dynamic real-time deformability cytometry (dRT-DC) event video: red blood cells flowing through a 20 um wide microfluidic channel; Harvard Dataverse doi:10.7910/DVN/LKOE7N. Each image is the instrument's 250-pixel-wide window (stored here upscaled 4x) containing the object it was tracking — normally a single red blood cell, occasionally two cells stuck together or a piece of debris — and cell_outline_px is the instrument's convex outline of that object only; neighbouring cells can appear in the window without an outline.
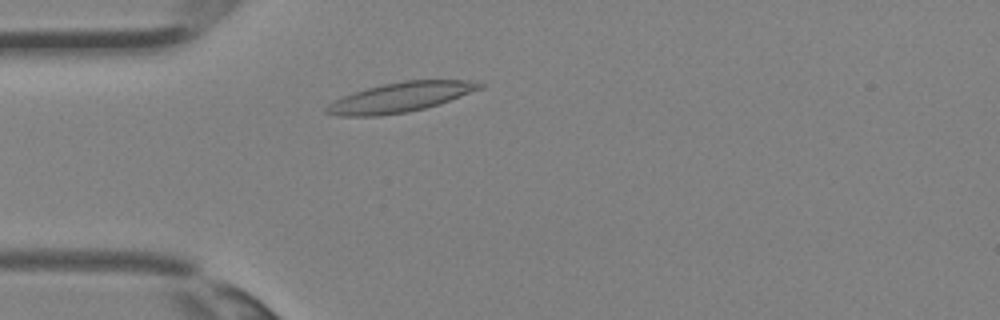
{"species": "Egyptian fruit bat (a non-hibernating species)", "species_latin": "Rousettus aegyptiacus", "temperature_condition": "room temperature", "stored_images_in_passage": 25, "camera_frame_rate_fps": 3000, "um_per_image_px": 0.085, "animal": {"sex": "female"}, "frame": {"image": 1, "passage_image": 3, "time_ms": 0.667, "image_size_px": [1000, 320], "cell_outline_px": [[484, 88], [440, 104], [408, 112], [380, 116], [336, 116], [324, 112], [324, 108], [328, 104], [344, 96], [368, 88], [384, 84], [404, 80], [468, 80], [484, 84]], "centroid_in_image_um": [34.06, 8.28], "position_along_channel_um": 50.9, "area_um2": 26.47}}
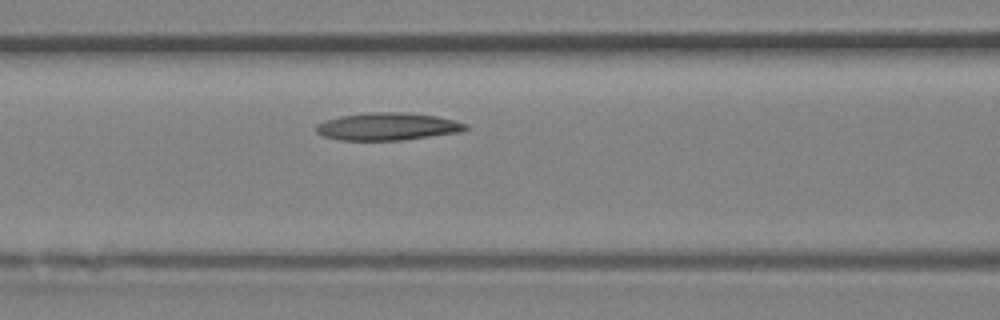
{"frame": {"image": 2, "passage_image": 8, "time_ms": 2.333, "image_size_px": [1000, 320], "cell_outline_px": [[468, 128], [464, 132], [404, 140], [340, 140], [324, 136], [316, 132], [316, 124], [324, 120], [340, 116], [372, 112], [404, 112], [436, 116], [468, 124]], "centroid_in_image_um": [32.97, 10.76], "position_along_channel_um": 133.6, "area_um2": 24.1}}
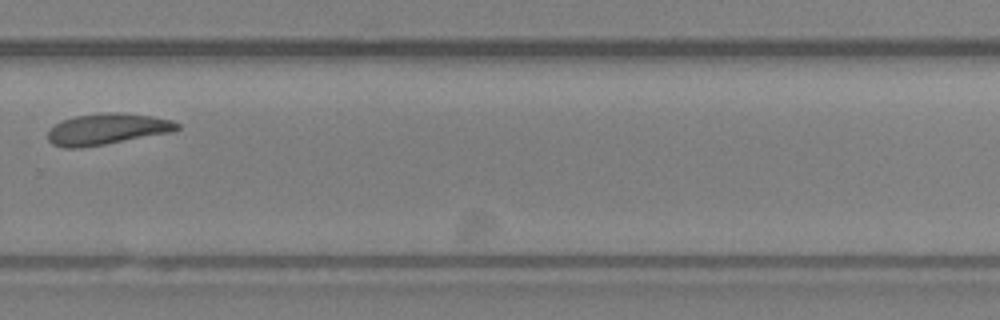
{"frame": {"image": 3, "passage_image": 18, "time_ms": 5.667, "image_size_px": [1000, 320], "cell_outline_px": [[180, 128], [172, 132], [104, 144], [80, 148], [64, 148], [52, 144], [48, 140], [48, 132], [56, 124], [64, 120], [76, 116], [108, 112], [120, 112], [152, 116], [172, 120], [180, 124]], "centroid_in_image_um": [9.12, 10.97], "position_along_channel_um": 320.7, "area_um2": 23.29}}